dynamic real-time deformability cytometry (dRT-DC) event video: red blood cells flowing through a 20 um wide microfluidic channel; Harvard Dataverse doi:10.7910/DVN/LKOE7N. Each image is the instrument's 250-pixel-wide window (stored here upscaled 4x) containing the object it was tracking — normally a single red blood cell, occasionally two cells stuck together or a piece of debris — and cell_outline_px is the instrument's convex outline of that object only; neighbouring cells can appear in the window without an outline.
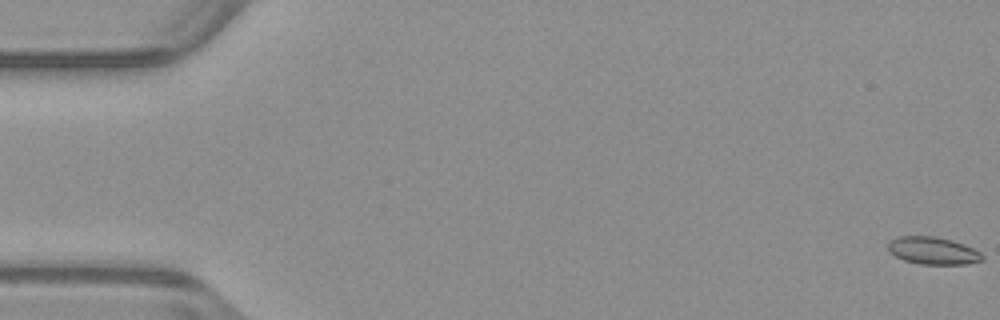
{"species": "common noctule bat (a hibernating species)", "species_latin": "Nyctalus noctula", "temperature_condition": "warm", "stored_images_in_passage": 53, "camera_frame_rate_fps": 3000, "um_per_image_px": 0.085, "animal": {"sex": "male", "body_mass_g": 23.1, "forearm_length_mm": 52.7}, "frame": {"image": 1, "passage_image": 1, "time_ms": 0.0, "image_size_px": [1000, 320], "cell_outline_px": [[984, 260], [968, 264], [920, 264], [904, 260], [888, 252], [888, 240], [900, 236], [936, 236], [952, 240], [964, 244], [980, 252], [984, 256]], "centroid_in_image_um": [79.3, 21.3], "position_along_channel_um": 5.7, "area_um2": 15.2}}
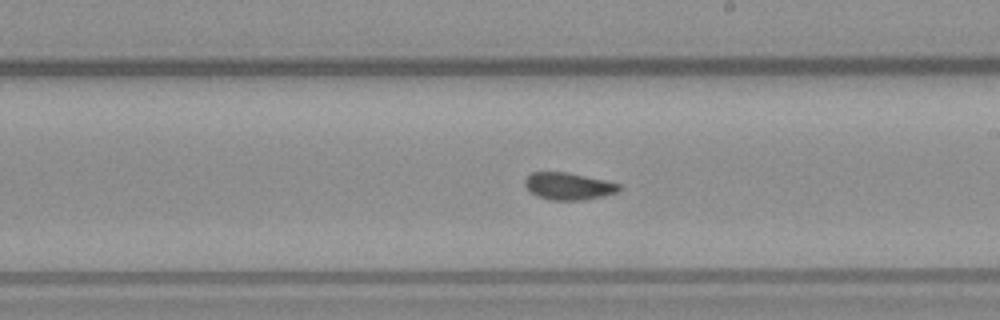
{"frame": {"image": 2, "passage_image": 31, "time_ms": 10.0, "image_size_px": [1000, 320], "cell_outline_px": [[620, 192], [604, 196], [584, 200], [552, 200], [536, 196], [524, 184], [524, 180], [532, 172], [568, 172], [604, 180], [620, 184]], "centroid_in_image_um": [48.34, 15.83], "position_along_channel_um": 240.7, "area_um2": 14.91}}
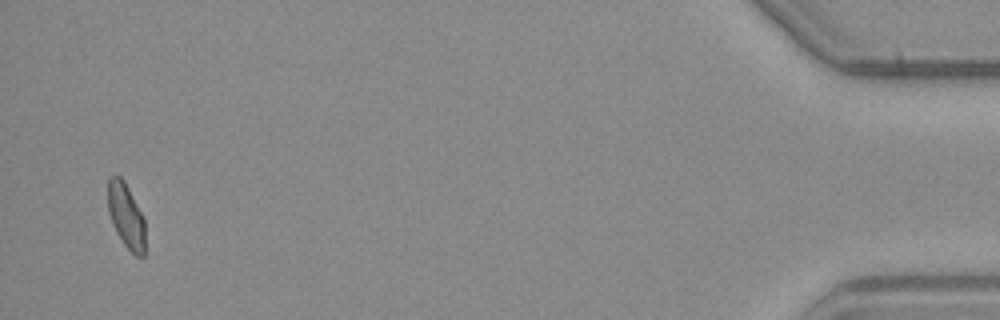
{"frame": {"image": 3, "passage_image": 52, "time_ms": 17.0, "image_size_px": [1000, 320], "cell_outline_px": [[144, 256], [136, 256], [124, 244], [116, 232], [112, 224], [108, 212], [108, 176], [116, 172], [124, 180], [144, 216]], "centroid_in_image_um": [10.69, 18.27], "position_along_channel_um": 424.5, "area_um2": 14.28}, "authors_computed_cell_mechanics": {"area_um2": 15.028, "velocity_mm_per_s": 3.9423, "shape_relaxation_time_tau1_ms": null, "shape_relaxation_time_tau2_ms": 0.7861, "deformation_change_tau1": null, "deformation_change_tau2": 0.0415}}